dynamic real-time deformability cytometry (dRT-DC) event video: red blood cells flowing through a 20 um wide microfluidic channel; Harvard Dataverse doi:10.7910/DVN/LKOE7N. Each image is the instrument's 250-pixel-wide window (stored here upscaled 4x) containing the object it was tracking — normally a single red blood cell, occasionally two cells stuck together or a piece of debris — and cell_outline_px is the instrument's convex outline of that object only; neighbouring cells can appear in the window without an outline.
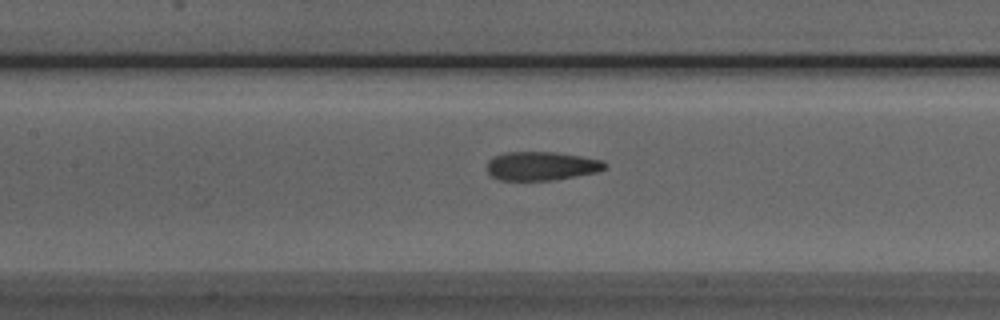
{"species": "Egyptian fruit bat (a non-hibernating species)", "species_latin": "Rousettus aegyptiacus", "temperature_condition": "room temperature", "stored_images_in_passage": 51, "camera_frame_rate_fps": 3000, "um_per_image_px": 0.085, "animal": {"sex": "male"}, "frame": {"image": 1, "passage_image": 23, "time_ms": 7.333, "image_size_px": [1000, 320], "cell_outline_px": [[608, 168], [596, 172], [552, 180], [500, 180], [492, 176], [488, 172], [488, 160], [492, 156], [504, 152], [556, 152], [580, 156], [600, 160], [608, 164]], "centroid_in_image_um": [46.01, 14.1], "position_along_channel_um": 161.4, "area_um2": 19.71}}
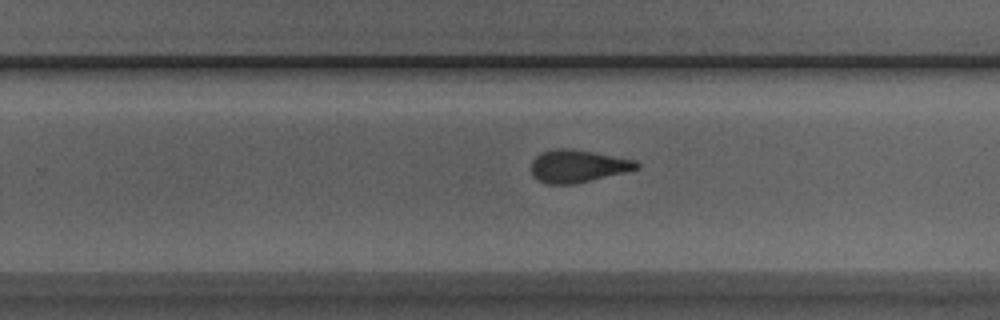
{"frame": {"image": 2, "passage_image": 32, "time_ms": 10.333, "image_size_px": [1000, 320], "cell_outline_px": [[640, 168], [572, 184], [544, 184], [532, 176], [532, 160], [536, 156], [544, 152], [556, 148], [564, 148], [592, 152], [636, 160], [640, 164]], "centroid_in_image_um": [49.08, 14.12], "position_along_channel_um": 280.7, "area_um2": 19.65}}
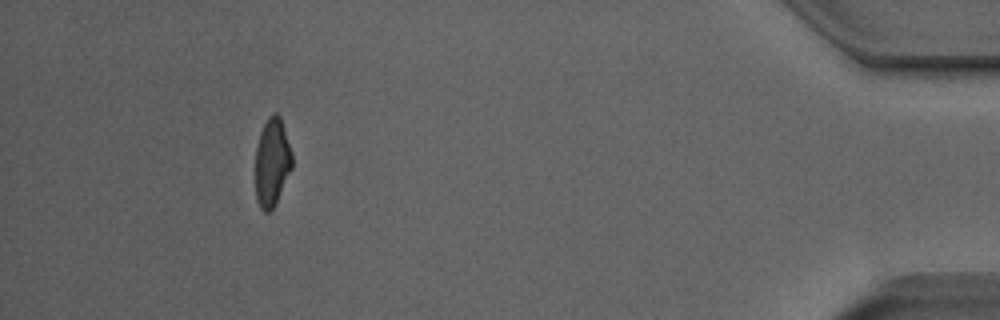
{"frame": {"image": 3, "passage_image": 47, "time_ms": 15.333, "image_size_px": [1000, 320], "cell_outline_px": [[292, 168], [276, 204], [268, 212], [264, 212], [260, 208], [256, 200], [256, 148], [260, 132], [268, 116], [272, 112], [276, 112], [280, 116], [292, 152]], "centroid_in_image_um": [23.13, 13.79], "position_along_channel_um": 412.1, "area_um2": 18.96}, "authors_computed_cell_mechanics": {"area_um2": 19.941, "velocity_mm_per_s": 3.9909, "shape_relaxation_time_tau1_ms": 3.7866, "shape_relaxation_time_tau2_ms": 2.0886, "deformation_change_tau1": 0.1714, "deformation_change_tau2": 0.1153}}